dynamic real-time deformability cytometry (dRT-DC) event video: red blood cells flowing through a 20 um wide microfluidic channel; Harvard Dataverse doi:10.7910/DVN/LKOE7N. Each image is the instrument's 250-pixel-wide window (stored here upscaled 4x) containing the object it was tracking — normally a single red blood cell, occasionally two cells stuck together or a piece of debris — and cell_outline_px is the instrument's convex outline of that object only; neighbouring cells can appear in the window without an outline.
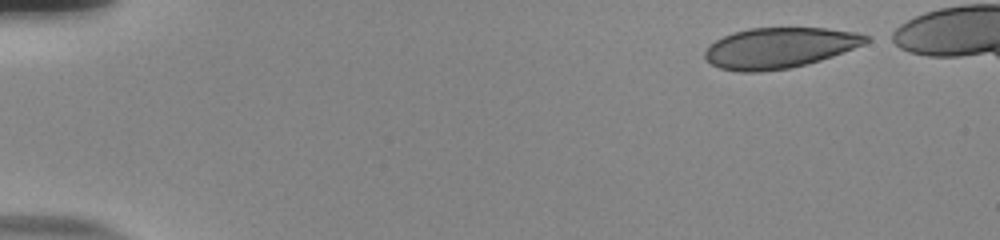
{"species": "human", "species_latin": "Homo sapiens", "temperature_condition": "room temperature", "stored_images_in_passage": 47, "camera_frame_rate_fps": 3000, "um_per_image_px": 0.085, "donor": {"sex": "male"}, "frame": {"image": 1, "passage_image": 1, "time_ms": 0.0, "image_size_px": [1000, 240], "cell_outline_px": [[872, 40], [864, 44], [832, 56], [808, 64], [792, 68], [760, 72], [740, 72], [720, 68], [712, 64], [704, 56], [704, 52], [716, 40], [732, 32], [748, 28], [828, 28], [856, 32], [868, 36]], "centroid_in_image_um": [66.27, 4.07], "position_along_channel_um": 18.7, "area_um2": 38.09}}
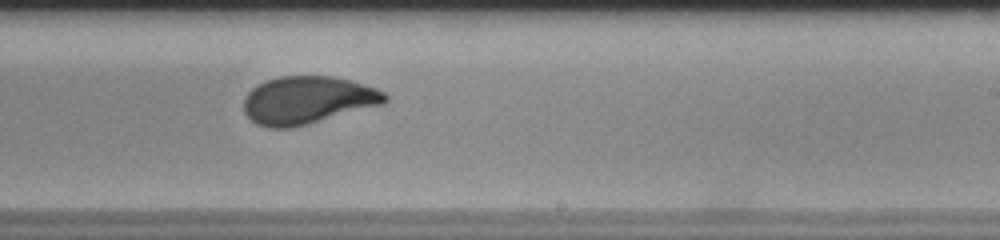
{"frame": {"image": 2, "passage_image": 30, "time_ms": 9.667, "image_size_px": [1000, 240], "cell_outline_px": [[388, 100], [384, 104], [308, 124], [292, 128], [268, 128], [256, 124], [244, 112], [244, 96], [252, 88], [268, 80], [280, 76], [332, 76], [348, 80], [376, 88], [384, 92], [388, 96]], "centroid_in_image_um": [26.14, 8.52], "position_along_channel_um": 262.9, "area_um2": 39.19}}
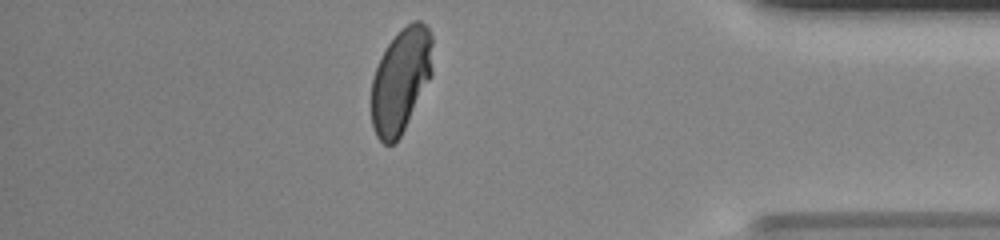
{"frame": {"image": 3, "passage_image": 43, "time_ms": 14.0, "image_size_px": [1000, 240], "cell_outline_px": [[432, 76], [400, 136], [392, 144], [384, 144], [376, 136], [372, 124], [372, 80], [376, 68], [388, 44], [400, 28], [412, 20], [420, 20], [428, 28], [432, 36]], "centroid_in_image_um": [34.08, 6.8], "position_along_channel_um": 401.1, "area_um2": 37.11}}